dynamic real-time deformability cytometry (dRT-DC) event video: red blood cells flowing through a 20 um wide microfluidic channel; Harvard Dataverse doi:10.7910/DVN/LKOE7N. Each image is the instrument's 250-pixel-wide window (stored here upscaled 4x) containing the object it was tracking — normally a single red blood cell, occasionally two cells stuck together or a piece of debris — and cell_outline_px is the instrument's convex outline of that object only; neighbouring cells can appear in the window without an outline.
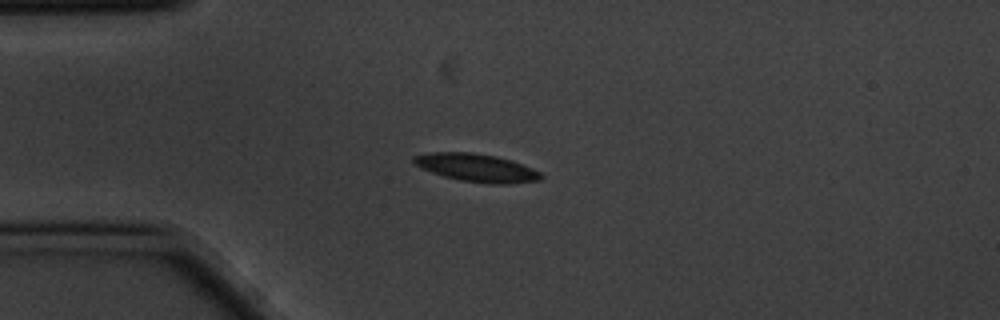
{"species": "common noctule bat (a hibernating species)", "species_latin": "Nyctalus noctula", "temperature_condition": "cold", "stored_images_in_passage": 4, "camera_frame_rate_fps": 3000, "um_per_image_px": 0.085, "animal": {"sex": "male", "body_mass_g": 20.1, "forearm_length_mm": 53.5}, "frame": {"image": 1, "passage_image": 4, "time_ms": 1.0, "image_size_px": [1000, 320], "cell_outline_px": [[544, 176], [540, 180], [508, 184], [492, 184], [460, 180], [444, 176], [420, 168], [412, 164], [412, 156], [432, 152], [472, 152], [496, 156], [512, 160], [532, 168], [540, 172]], "centroid_in_image_um": [40.49, 14.25], "position_along_channel_um": 44.5, "area_um2": 20.87}}